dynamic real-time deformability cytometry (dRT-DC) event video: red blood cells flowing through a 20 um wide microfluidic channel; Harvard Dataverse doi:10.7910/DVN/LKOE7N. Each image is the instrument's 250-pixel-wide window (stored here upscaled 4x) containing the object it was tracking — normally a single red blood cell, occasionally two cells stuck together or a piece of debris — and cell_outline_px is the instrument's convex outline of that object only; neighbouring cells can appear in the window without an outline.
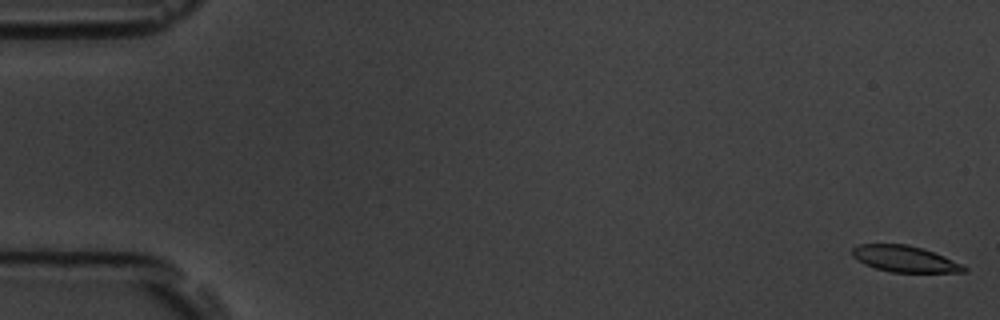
{"species": "common noctule bat (a hibernating species)", "species_latin": "Nyctalus noctula", "temperature_condition": "room temperature", "stored_images_in_passage": 5, "camera_frame_rate_fps": 3000, "um_per_image_px": 0.085, "animal": {"sex": "male", "body_mass_g": 19.5, "forearm_length_mm": 54.6}, "frame": {"image": 1, "passage_image": 1, "time_ms": 0.0, "image_size_px": [1000, 320], "cell_outline_px": [[968, 272], [892, 272], [876, 268], [864, 264], [852, 256], [852, 248], [860, 244], [908, 244], [944, 256], [968, 268]], "centroid_in_image_um": [76.88, 22.01], "position_along_channel_um": 8.1, "area_um2": 16.88}}
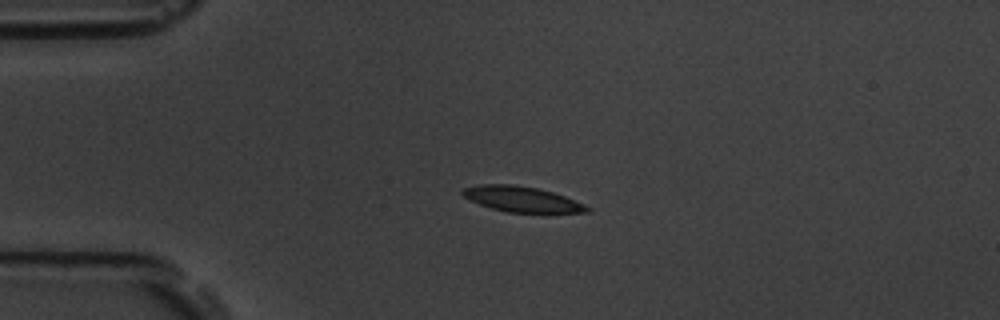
{"frame": {"image": 2, "passage_image": 4, "time_ms": 4.333, "image_size_px": [1000, 320], "cell_outline_px": [[592, 208], [588, 212], [508, 212], [492, 208], [480, 204], [464, 196], [460, 192], [464, 188], [480, 184], [512, 184], [536, 188], [552, 192], [564, 196], [584, 204]], "centroid_in_image_um": [44.35, 16.92], "position_along_channel_um": 40.6, "area_um2": 18.09}}